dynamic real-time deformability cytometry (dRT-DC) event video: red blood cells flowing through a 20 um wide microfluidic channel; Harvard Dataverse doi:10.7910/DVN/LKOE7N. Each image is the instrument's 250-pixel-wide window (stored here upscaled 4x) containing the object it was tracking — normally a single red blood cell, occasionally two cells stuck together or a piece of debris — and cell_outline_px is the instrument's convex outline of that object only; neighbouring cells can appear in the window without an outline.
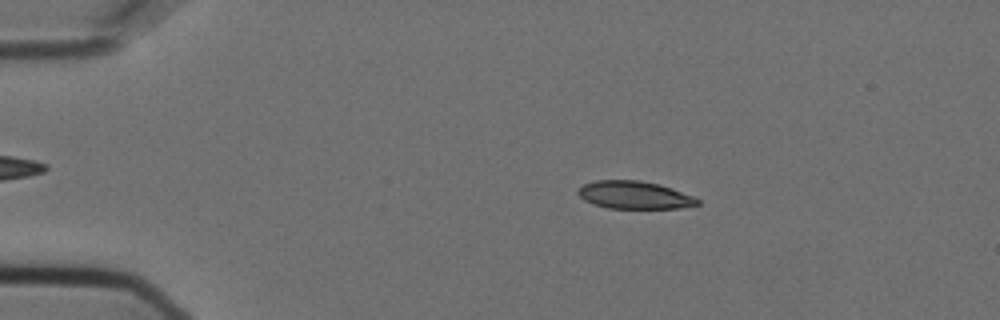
{"species": "Egyptian fruit bat (a non-hibernating species)", "species_latin": "Rousettus aegyptiacus", "temperature_condition": "cold", "stored_images_in_passage": 55, "camera_frame_rate_fps": 3000, "um_per_image_px": 0.085, "animal": {"sex": "female"}, "frame": {"image": 1, "passage_image": 10, "time_ms": 3.0, "image_size_px": [1000, 320], "cell_outline_px": [[700, 204], [680, 208], [608, 208], [584, 200], [576, 192], [576, 188], [584, 184], [596, 180], [640, 180], [660, 184], [672, 188], [692, 196], [700, 200]], "centroid_in_image_um": [53.91, 16.56], "position_along_channel_um": 31.1, "area_um2": 19.31}}
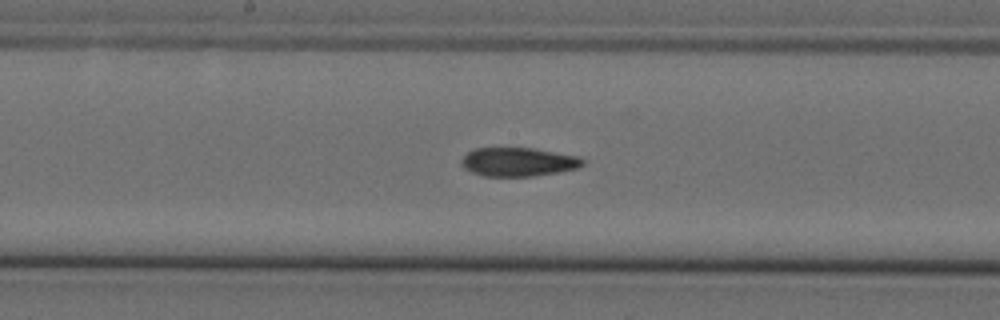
{"frame": {"image": 2, "passage_image": 29, "time_ms": 9.333, "image_size_px": [1000, 320], "cell_outline_px": [[584, 164], [576, 168], [556, 172], [532, 176], [484, 176], [472, 172], [464, 168], [460, 164], [460, 160], [468, 152], [476, 148], [532, 148], [580, 156], [584, 160]], "centroid_in_image_um": [44.03, 13.76], "position_along_channel_um": 204.2, "area_um2": 20.23}}
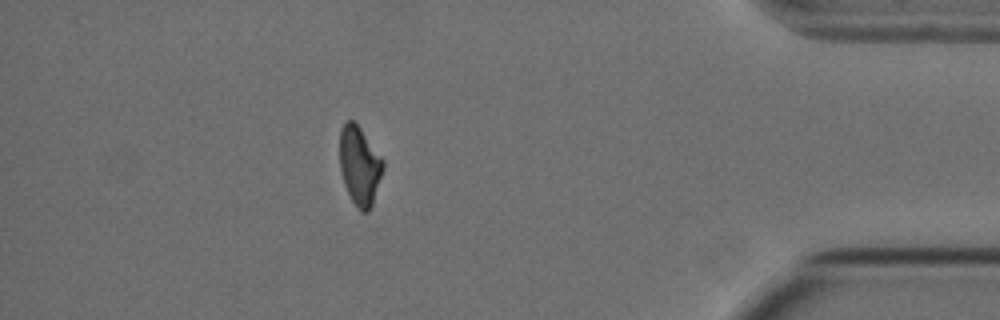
{"frame": {"image": 3, "passage_image": 49, "time_ms": 16.0, "image_size_px": [1000, 320], "cell_outline_px": [[384, 168], [372, 204], [368, 212], [360, 212], [356, 208], [344, 184], [340, 168], [340, 128], [348, 120], [352, 120], [360, 128], [384, 160]], "centroid_in_image_um": [30.57, 14.1], "position_along_channel_um": 404.6, "area_um2": 19.77}, "authors_computed_cell_mechanics": {"area_um2": 20.4612, "velocity_mm_per_s": 3.627, "shape_relaxation_time_tau1_ms": 6.5022, "shape_relaxation_time_tau2_ms": 3.0746, "deformation_change_tau1": 0.1771, "deformation_change_tau2": 0.0896}}